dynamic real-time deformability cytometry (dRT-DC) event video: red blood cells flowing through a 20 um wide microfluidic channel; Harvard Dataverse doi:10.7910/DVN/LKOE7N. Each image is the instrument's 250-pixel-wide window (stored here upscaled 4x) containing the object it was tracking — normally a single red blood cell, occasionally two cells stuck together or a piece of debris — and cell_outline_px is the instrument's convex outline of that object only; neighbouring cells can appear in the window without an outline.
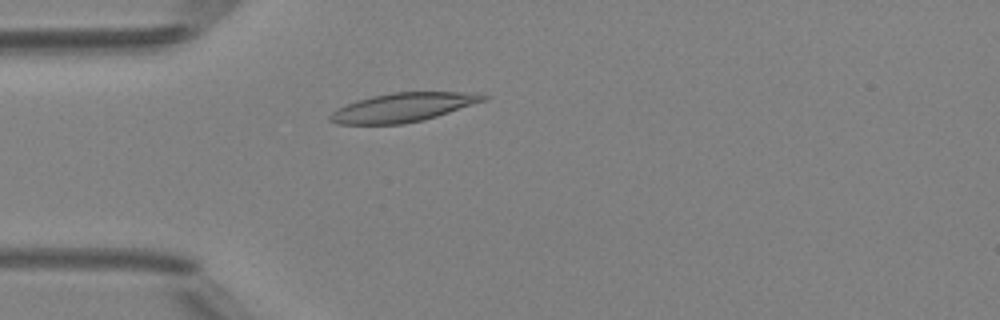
{"species": "Egyptian fruit bat (a non-hibernating species)", "species_latin": "Rousettus aegyptiacus", "temperature_condition": "room temperature", "stored_images_in_passage": 42, "camera_frame_rate_fps": 3000, "um_per_image_px": 0.085, "animal": {"sex": "female"}, "frame": {"image": 1, "passage_image": 7, "time_ms": 2.0, "image_size_px": [1000, 320], "cell_outline_px": [[488, 100], [424, 120], [404, 124], [336, 124], [328, 120], [328, 116], [336, 108], [372, 96], [392, 92], [464, 92], [488, 96]], "centroid_in_image_um": [34.24, 9.14], "position_along_channel_um": 50.8, "area_um2": 25.72}}
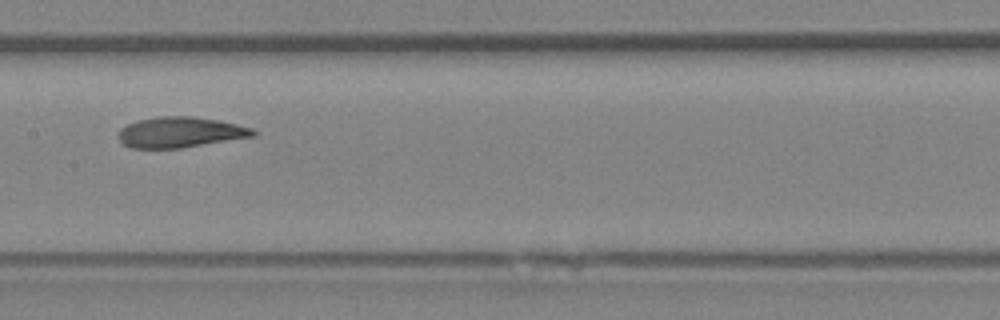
{"frame": {"image": 2, "passage_image": 18, "time_ms": 5.667, "image_size_px": [1000, 320], "cell_outline_px": [[260, 132], [256, 136], [180, 148], [132, 148], [124, 144], [120, 140], [120, 128], [136, 120], [156, 116], [192, 116], [220, 120], [252, 128]], "centroid_in_image_um": [15.37, 11.23], "position_along_channel_um": 192.0, "area_um2": 24.1}}
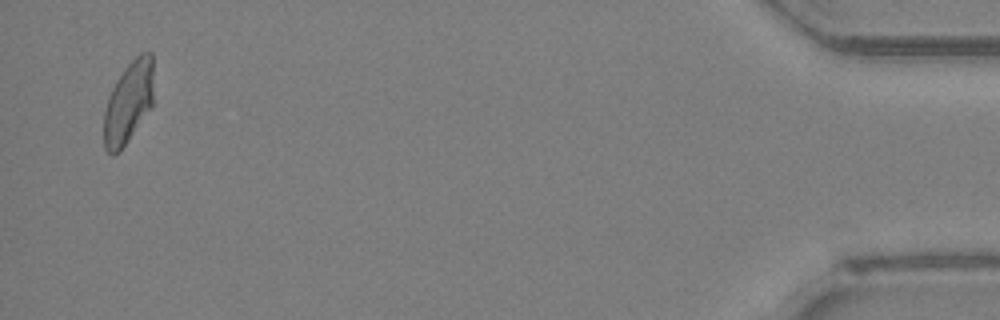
{"frame": {"image": 3, "passage_image": 41, "time_ms": 13.333, "image_size_px": [1000, 320], "cell_outline_px": [[152, 108], [120, 152], [112, 156], [104, 148], [104, 112], [108, 96], [116, 80], [124, 68], [140, 52], [152, 52]], "centroid_in_image_um": [10.91, 8.74], "position_along_channel_um": 424.3, "area_um2": 23.93}, "authors_computed_cell_mechanics": {"area_um2": 24.565, "velocity_mm_per_s": 4.159, "shape_relaxation_time_tau1_ms": 5.045, "shape_relaxation_time_tau2_ms": 2.0682, "deformation_change_tau1": 0.1566, "deformation_change_tau2": 0.0746}}